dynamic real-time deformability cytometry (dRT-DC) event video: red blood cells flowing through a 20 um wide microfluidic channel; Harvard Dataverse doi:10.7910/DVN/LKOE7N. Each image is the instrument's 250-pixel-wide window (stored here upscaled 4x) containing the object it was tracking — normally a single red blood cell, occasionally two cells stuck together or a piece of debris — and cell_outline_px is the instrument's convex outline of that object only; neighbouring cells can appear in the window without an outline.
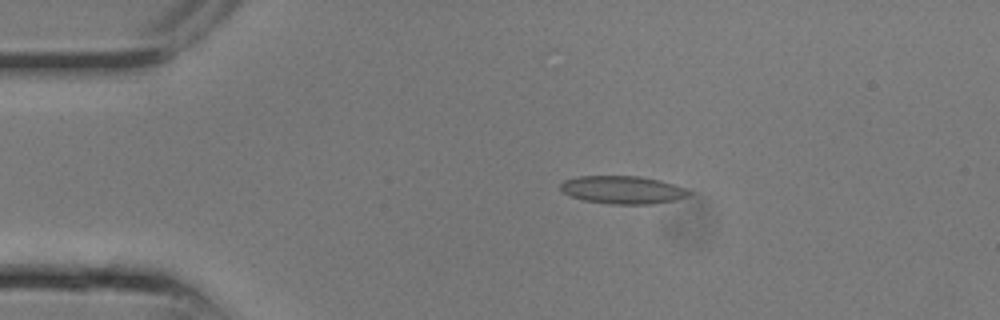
{"species": "common noctule bat (a hibernating species)", "species_latin": "Nyctalus noctula", "temperature_condition": "room temperature", "stored_images_in_passage": 8, "camera_frame_rate_fps": 3000, "um_per_image_px": 0.085, "animal": {"sex": "male", "body_mass_g": 13.3}, "frame": {"image": 1, "passage_image": 4, "time_ms": 1.0, "image_size_px": [1000, 320], "cell_outline_px": [[692, 192], [688, 196], [676, 200], [652, 204], [608, 204], [584, 200], [572, 196], [564, 192], [560, 188], [560, 184], [564, 180], [580, 176], [640, 176], [660, 180], [684, 188]], "centroid_in_image_um": [52.94, 16.14], "position_along_channel_um": 32.1, "area_um2": 20.81}}
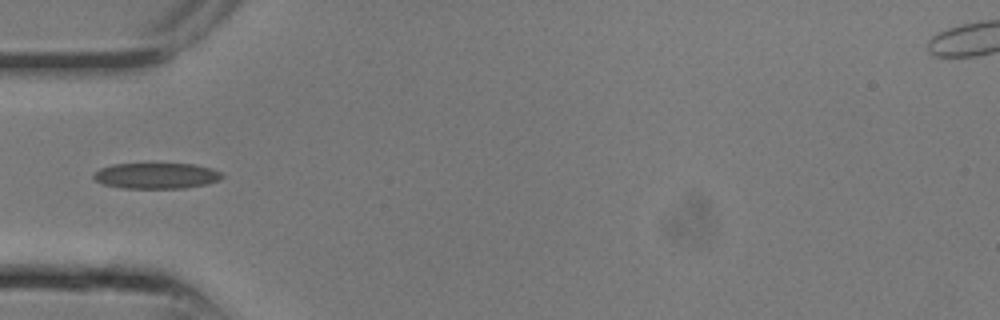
{"frame": {"image": 2, "passage_image": 7, "time_ms": 2.0, "image_size_px": [1000, 320], "cell_outline_px": [[224, 176], [220, 180], [208, 184], [184, 188], [120, 188], [104, 184], [96, 180], [92, 176], [100, 168], [112, 164], [192, 164], [212, 168], [220, 172]], "centroid_in_image_um": [13.31, 14.94], "position_along_channel_um": 71.7, "area_um2": 19.31}}